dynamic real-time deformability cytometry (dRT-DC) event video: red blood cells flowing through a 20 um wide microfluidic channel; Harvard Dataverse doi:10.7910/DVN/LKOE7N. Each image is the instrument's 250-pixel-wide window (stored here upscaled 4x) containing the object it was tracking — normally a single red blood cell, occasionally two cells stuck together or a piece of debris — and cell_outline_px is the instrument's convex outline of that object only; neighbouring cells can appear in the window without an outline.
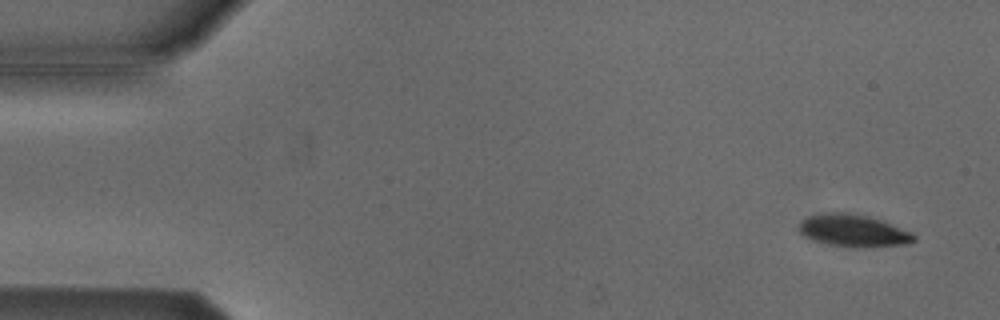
{"species": "Egyptian fruit bat (a non-hibernating species)", "species_latin": "Rousettus aegyptiacus", "temperature_condition": "cold", "stored_images_in_passage": 5, "camera_frame_rate_fps": 3000, "um_per_image_px": 0.085, "animal": {"sex": "male"}, "frame": {"image": 1, "passage_image": 1, "time_ms": 0.0, "image_size_px": [1000, 320], "cell_outline_px": [[916, 240], [908, 244], [872, 248], [856, 248], [828, 244], [812, 240], [804, 236], [800, 232], [800, 220], [808, 216], [820, 212], [848, 212], [868, 216], [880, 220], [912, 232], [916, 236]], "centroid_in_image_um": [72.54, 19.61], "position_along_channel_um": 12.5, "area_um2": 22.02}}
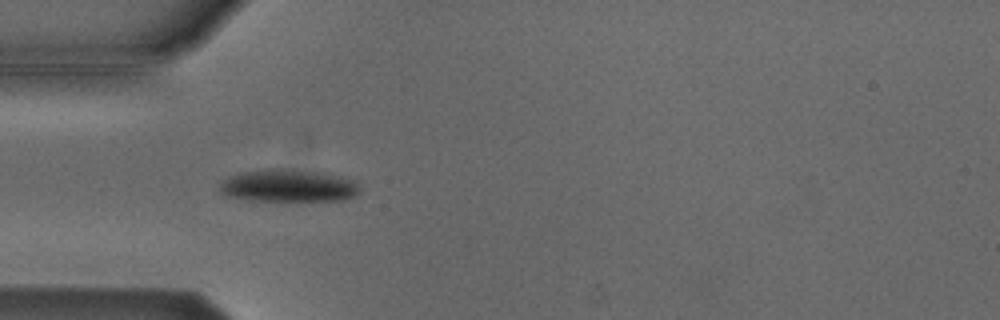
{"frame": {"image": 2, "passage_image": 4, "time_ms": 1.0, "image_size_px": [1000, 320], "cell_outline_px": [[360, 192], [344, 200], [248, 200], [224, 196], [220, 192], [220, 184], [228, 176], [240, 172], [268, 168], [276, 168], [316, 172], [352, 180], [360, 188]], "centroid_in_image_um": [24.41, 15.79], "position_along_channel_um": 60.6, "area_um2": 26.18}}
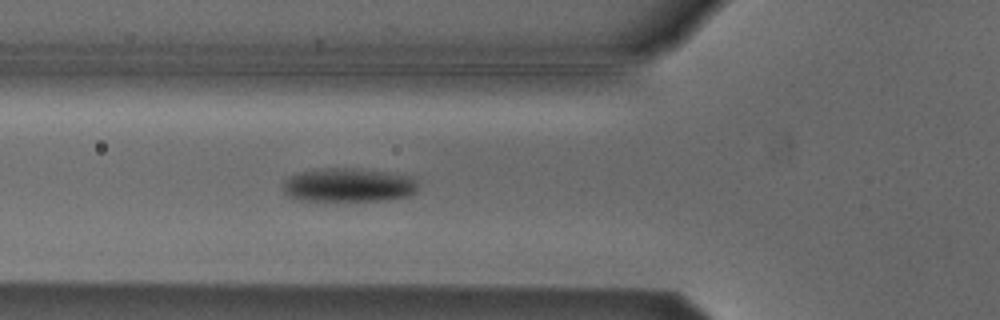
{"frame": {"image": 3, "passage_image": 5, "time_ms": 1.333, "image_size_px": [1000, 320], "cell_outline_px": [[416, 192], [412, 196], [388, 200], [324, 204], [300, 200], [288, 196], [284, 192], [284, 180], [292, 176], [304, 172], [324, 168], [356, 168], [416, 176]], "centroid_in_image_um": [29.66, 15.79], "position_along_channel_um": 96.1, "area_um2": 27.8}}